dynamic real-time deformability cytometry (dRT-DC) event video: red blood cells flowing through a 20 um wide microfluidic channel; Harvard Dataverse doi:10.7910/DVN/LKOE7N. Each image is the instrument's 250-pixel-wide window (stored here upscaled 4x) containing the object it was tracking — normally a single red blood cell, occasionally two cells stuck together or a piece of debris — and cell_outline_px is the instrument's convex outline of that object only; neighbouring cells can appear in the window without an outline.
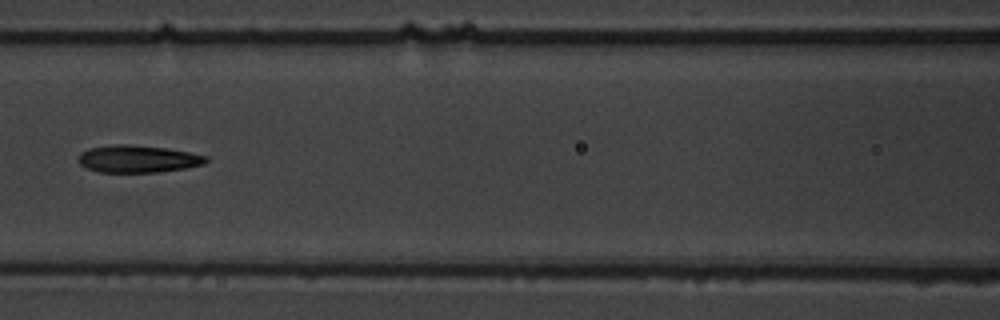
{"species": "common noctule bat (a hibernating species)", "species_latin": "Nyctalus noctula", "temperature_condition": "warm", "stored_images_in_passage": 11, "camera_frame_rate_fps": 3000, "um_per_image_px": 0.085, "animal": {"sex": "male", "body_mass_g": 19.5, "forearm_length_mm": 54.6}, "frame": {"image": 1, "passage_image": 7, "time_ms": 8.0, "image_size_px": [1000, 320], "cell_outline_px": [[208, 160], [204, 164], [184, 168], [156, 172], [100, 172], [88, 168], [80, 164], [76, 160], [80, 152], [88, 148], [112, 144], [128, 144], [164, 148], [188, 152], [208, 156]], "centroid_in_image_um": [11.67, 13.5], "position_along_channel_um": 154.9, "area_um2": 20.29}}
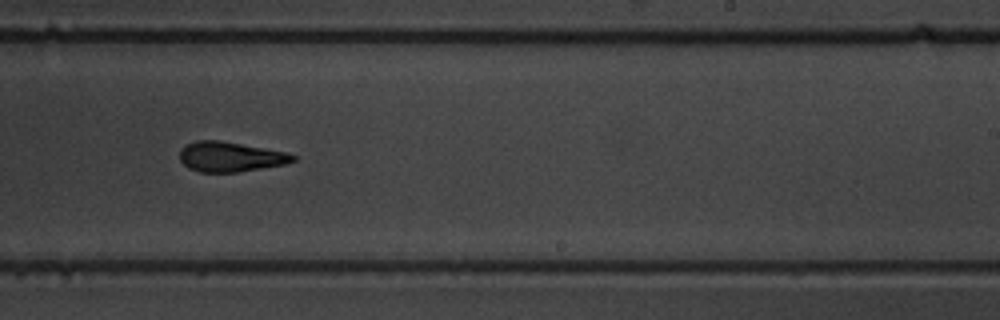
{"frame": {"image": 2, "passage_image": 10, "time_ms": 11.333, "image_size_px": [1000, 320], "cell_outline_px": [[296, 160], [284, 164], [236, 172], [200, 172], [188, 168], [180, 160], [180, 148], [196, 140], [220, 140], [264, 148], [284, 152], [296, 156]], "centroid_in_image_um": [19.53, 13.32], "position_along_channel_um": 269.5, "area_um2": 19.54}}
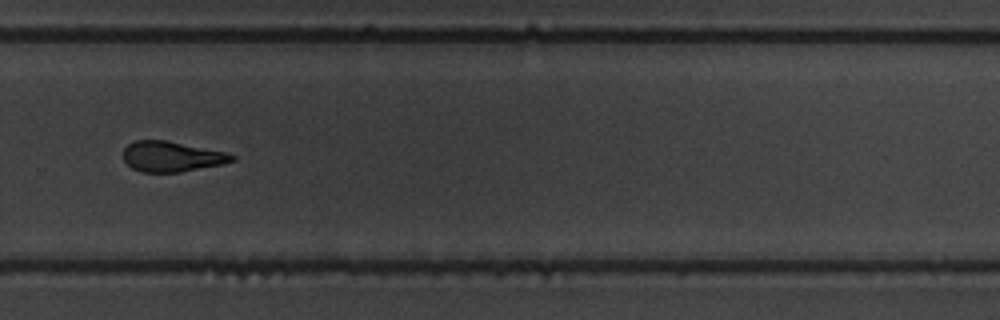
{"frame": {"image": 3, "passage_image": 11, "time_ms": 12.667, "image_size_px": [1000, 320], "cell_outline_px": [[236, 160], [224, 164], [180, 172], [144, 172], [132, 168], [124, 160], [124, 148], [128, 144], [136, 140], [168, 140], [228, 152], [236, 156]], "centroid_in_image_um": [14.65, 13.3], "position_along_channel_um": 315.2, "area_um2": 19.42}}